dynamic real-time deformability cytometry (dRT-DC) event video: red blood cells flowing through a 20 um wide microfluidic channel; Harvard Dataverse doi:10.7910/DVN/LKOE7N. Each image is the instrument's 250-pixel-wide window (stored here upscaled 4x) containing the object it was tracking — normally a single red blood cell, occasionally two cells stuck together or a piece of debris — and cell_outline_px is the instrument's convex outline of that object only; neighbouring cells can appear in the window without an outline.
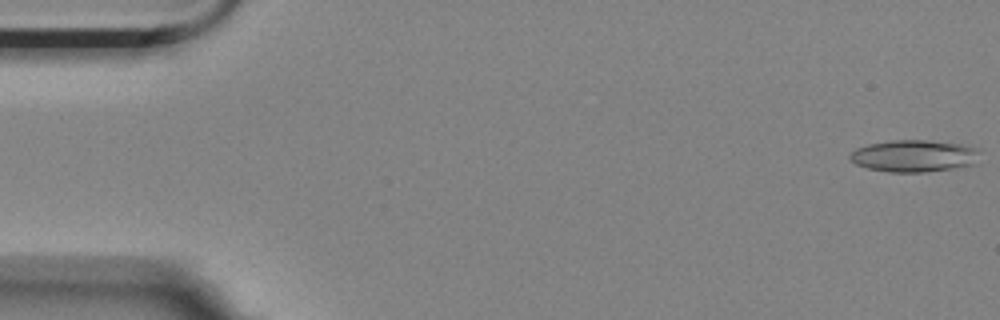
{"species": "Egyptian fruit bat (a non-hibernating species)", "species_latin": "Rousettus aegyptiacus", "temperature_condition": "room temperature", "stored_images_in_passage": 52, "camera_frame_rate_fps": 3000, "um_per_image_px": 0.085, "animal": {"sex": "female"}, "frame": {"image": 1, "passage_image": 1, "time_ms": 0.0, "image_size_px": [1000, 320], "cell_outline_px": [[980, 148], [972, 164], [952, 168], [924, 172], [888, 172], [868, 168], [856, 164], [848, 156], [856, 148], [868, 144], [892, 140], [928, 140], [960, 144]], "centroid_in_image_um": [77.65, 13.24], "position_along_channel_um": 7.4, "area_um2": 23.93}}
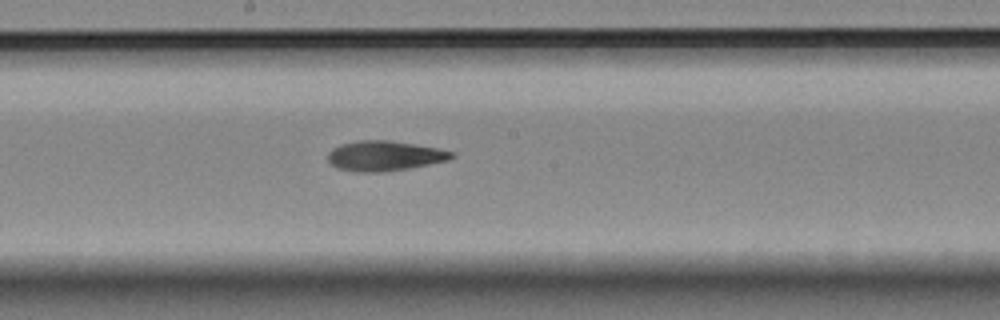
{"frame": {"image": 2, "passage_image": 30, "time_ms": 9.667, "image_size_px": [1000, 320], "cell_outline_px": [[456, 156], [448, 160], [408, 168], [380, 172], [356, 172], [336, 168], [328, 160], [328, 152], [332, 148], [340, 144], [356, 140], [388, 140], [436, 148], [452, 152]], "centroid_in_image_um": [32.62, 13.24], "position_along_channel_um": 215.6, "area_um2": 21.5}}
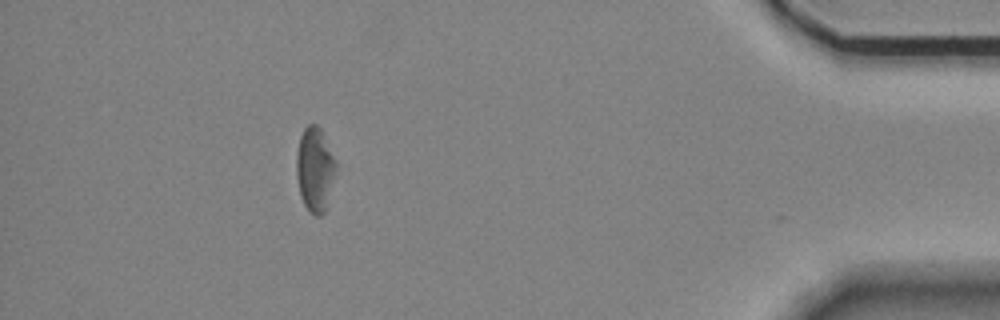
{"frame": {"image": 3, "passage_image": 51, "time_ms": 16.667, "image_size_px": [1000, 320], "cell_outline_px": [[340, 164], [328, 208], [320, 216], [316, 216], [308, 212], [300, 196], [296, 176], [296, 156], [300, 136], [304, 128], [308, 124], [316, 124], [324, 132]], "centroid_in_image_um": [26.84, 14.41], "position_along_channel_um": 408.4, "area_um2": 20.81}}